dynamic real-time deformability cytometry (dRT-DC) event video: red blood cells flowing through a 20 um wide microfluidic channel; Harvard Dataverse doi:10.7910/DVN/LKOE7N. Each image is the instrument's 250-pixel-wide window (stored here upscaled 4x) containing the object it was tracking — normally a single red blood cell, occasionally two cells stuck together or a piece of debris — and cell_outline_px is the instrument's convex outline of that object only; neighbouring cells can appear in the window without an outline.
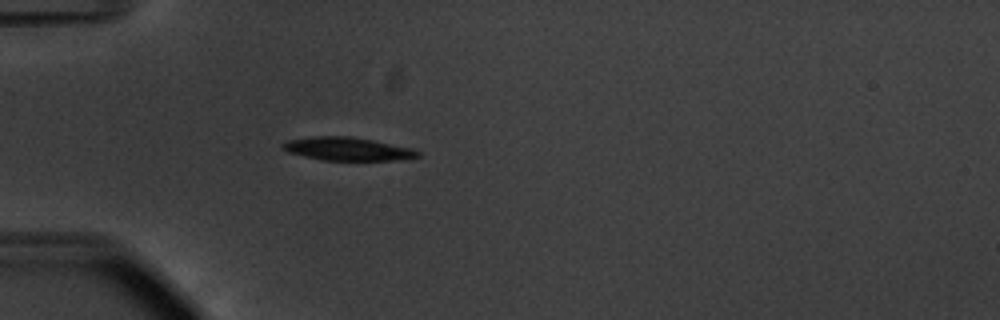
{"species": "common noctule bat (a hibernating species)", "species_latin": "Nyctalus noctula", "temperature_condition": "warm", "stored_images_in_passage": 39, "camera_frame_rate_fps": 3000, "um_per_image_px": 0.085, "animal": {"sex": "male", "body_mass_g": 20.1, "forearm_length_mm": 53.5}, "frame": {"image": 1, "passage_image": 1, "time_ms": 0.0, "image_size_px": [1000, 320], "cell_outline_px": [[420, 156], [396, 160], [324, 160], [304, 156], [288, 152], [280, 148], [280, 144], [288, 140], [312, 136], [348, 136], [372, 140], [416, 148], [420, 152]], "centroid_in_image_um": [29.54, 12.65], "position_along_channel_um": 55.5, "area_um2": 18.38}}
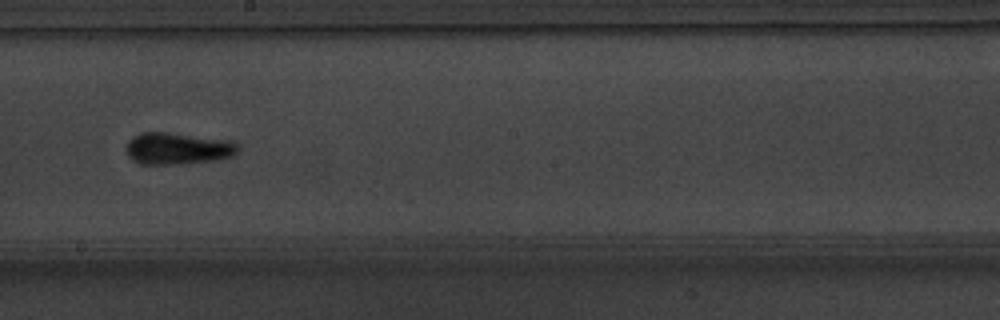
{"frame": {"image": 2, "passage_image": 16, "time_ms": 5.0, "image_size_px": [1000, 320], "cell_outline_px": [[240, 148], [232, 156], [216, 160], [176, 164], [144, 164], [128, 156], [124, 148], [128, 140], [132, 136], [140, 132], [168, 132], [232, 140], [240, 144]], "centroid_in_image_um": [15.11, 12.6], "position_along_channel_um": 233.1, "area_um2": 20.98}}
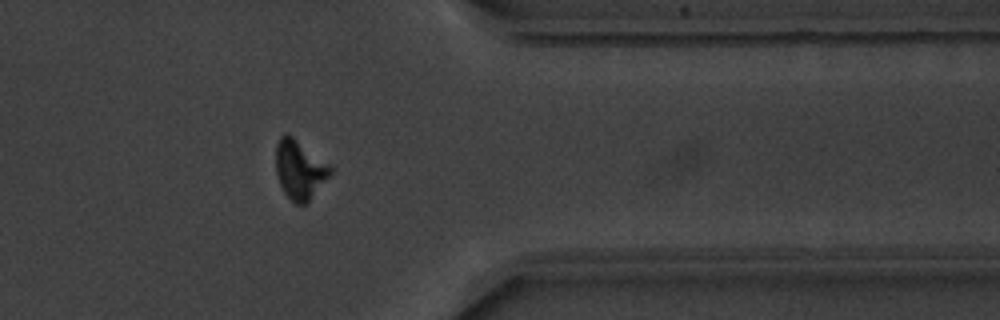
{"frame": {"image": 3, "passage_image": 29, "time_ms": 9.333, "image_size_px": [1000, 320], "cell_outline_px": [[332, 172], [308, 204], [296, 204], [284, 192], [276, 176], [276, 144], [280, 136], [288, 132], [332, 164]], "centroid_in_image_um": [25.5, 14.39], "position_along_channel_um": 385.9, "area_um2": 19.25}, "authors_computed_cell_mechanics": {"area_um2": 18.6694, "velocity_mm_per_s": 3.7413, "shape_relaxation_time_tau1_ms": 2.3663, "shape_relaxation_time_tau2_ms": 4.7411, "deformation_change_tau1": 0.1466, "deformation_change_tau2": 0.1107}}